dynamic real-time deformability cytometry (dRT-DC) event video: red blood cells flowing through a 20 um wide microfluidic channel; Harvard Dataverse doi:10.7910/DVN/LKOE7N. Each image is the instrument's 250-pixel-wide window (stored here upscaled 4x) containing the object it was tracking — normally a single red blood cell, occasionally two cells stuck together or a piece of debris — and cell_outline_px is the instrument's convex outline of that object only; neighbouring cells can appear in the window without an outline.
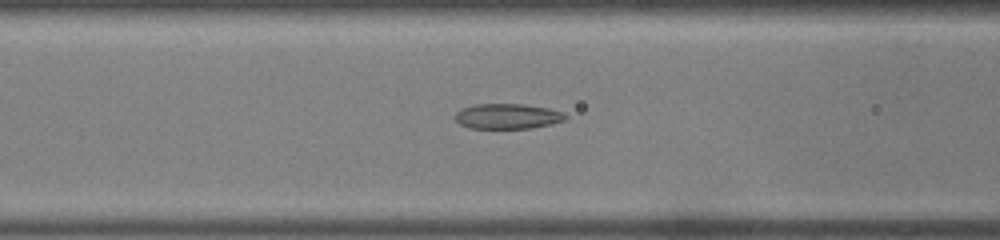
{"species": "common noctule bat (a hibernating species)", "species_latin": "Nyctalus noctula", "temperature_condition": "warm", "stored_images_in_passage": 19, "camera_frame_rate_fps": 3000, "um_per_image_px": 0.085, "animal": {"sex": "male", "body_mass_g": 19.0, "forearm_length_mm": 50.8}, "frame": {"image": 1, "passage_image": 11, "time_ms": 3.333, "image_size_px": [1000, 240], "cell_outline_px": [[568, 116], [564, 120], [552, 124], [532, 128], [472, 128], [460, 124], [456, 120], [456, 112], [460, 108], [476, 104], [524, 104], [548, 108], [564, 112]], "centroid_in_image_um": [43.16, 9.87], "position_along_channel_um": 123.4, "area_um2": 16.24}}
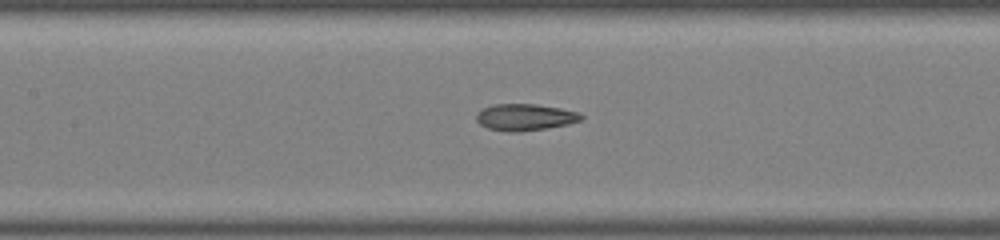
{"frame": {"image": 2, "passage_image": 14, "time_ms": 4.333, "image_size_px": [1000, 240], "cell_outline_px": [[584, 116], [580, 120], [568, 124], [544, 128], [516, 132], [512, 132], [488, 128], [480, 124], [476, 120], [476, 112], [492, 104], [536, 104], [560, 108], [576, 112]], "centroid_in_image_um": [44.58, 9.95], "position_along_channel_um": 162.8, "area_um2": 16.07}}